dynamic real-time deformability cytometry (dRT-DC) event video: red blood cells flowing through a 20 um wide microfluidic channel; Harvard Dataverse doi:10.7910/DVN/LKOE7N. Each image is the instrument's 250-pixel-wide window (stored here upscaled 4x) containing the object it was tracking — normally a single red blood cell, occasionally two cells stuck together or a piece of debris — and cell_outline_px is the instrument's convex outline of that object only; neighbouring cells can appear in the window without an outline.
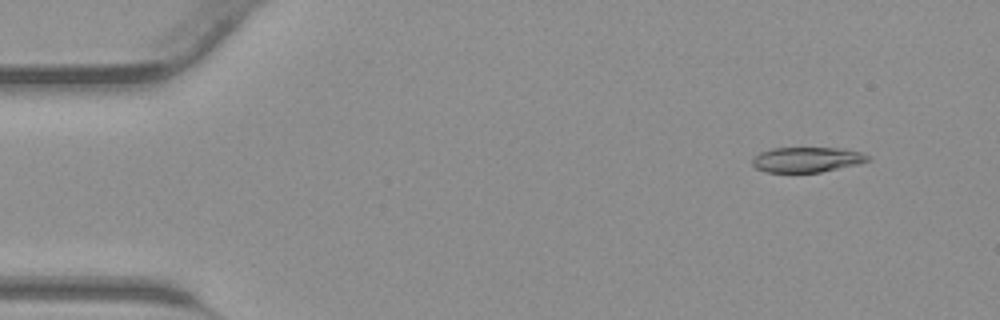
{"species": "common noctule bat (a hibernating species)", "species_latin": "Nyctalus noctula", "temperature_condition": "warm", "stored_images_in_passage": 43, "camera_frame_rate_fps": 3000, "um_per_image_px": 0.085, "animal": {"sex": "male", "body_mass_g": 23.1, "forearm_length_mm": 52.7}, "frame": {"image": 1, "passage_image": 4, "time_ms": 1.0, "image_size_px": [1000, 320], "cell_outline_px": [[872, 160], [856, 164], [820, 172], [768, 172], [756, 168], [752, 164], [752, 160], [760, 152], [772, 148], [844, 148], [860, 152], [872, 156]], "centroid_in_image_um": [68.62, 13.56], "position_along_channel_um": 16.4, "area_um2": 16.88}}
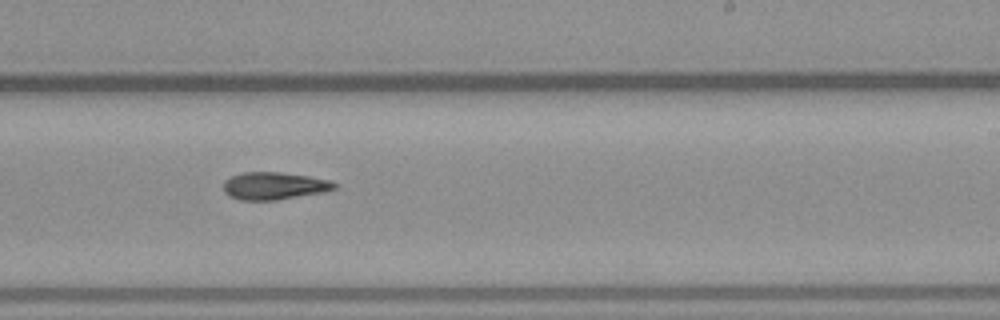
{"frame": {"image": 2, "passage_image": 26, "time_ms": 8.333, "image_size_px": [1000, 320], "cell_outline_px": [[336, 188], [324, 192], [276, 200], [240, 200], [228, 196], [224, 192], [224, 180], [232, 176], [244, 172], [280, 172], [308, 176], [328, 180], [336, 184]], "centroid_in_image_um": [23.27, 15.8], "position_along_channel_um": 265.7, "area_um2": 17.69}}
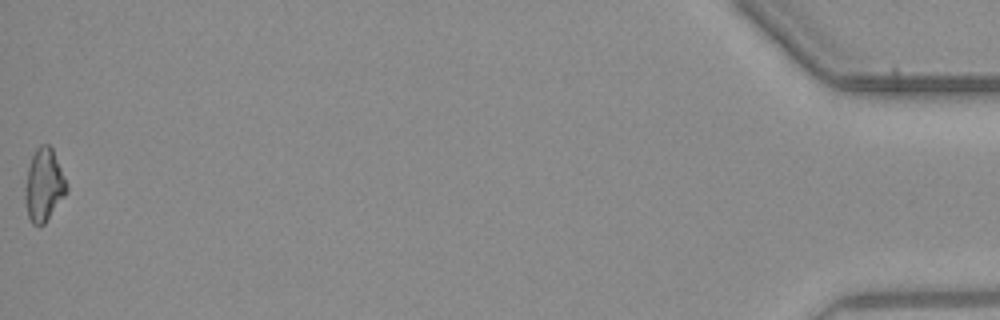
{"frame": {"image": 3, "passage_image": 43, "time_ms": 14.0, "image_size_px": [1000, 320], "cell_outline_px": [[68, 192], [44, 224], [32, 224], [28, 216], [24, 200], [24, 188], [28, 168], [32, 156], [36, 148], [40, 144], [48, 144], [52, 148], [68, 184]], "centroid_in_image_um": [3.73, 15.73], "position_along_channel_um": 431.5, "area_um2": 17.69}}